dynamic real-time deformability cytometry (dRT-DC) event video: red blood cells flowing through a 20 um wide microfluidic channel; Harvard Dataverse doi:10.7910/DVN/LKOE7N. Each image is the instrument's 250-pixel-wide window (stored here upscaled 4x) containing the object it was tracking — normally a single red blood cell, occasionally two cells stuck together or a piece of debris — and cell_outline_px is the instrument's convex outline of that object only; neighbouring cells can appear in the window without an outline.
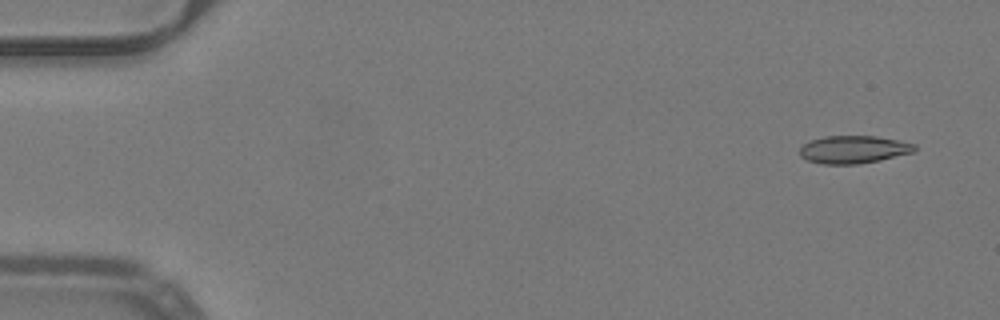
{"species": "common noctule bat (a hibernating species)", "species_latin": "Nyctalus noctula", "temperature_condition": "warm", "stored_images_in_passage": 48, "camera_frame_rate_fps": 3000, "um_per_image_px": 0.085, "animal": {"sex": "male", "body_mass_g": 19.2, "forearm_length_mm": 51.8}, "frame": {"image": 1, "passage_image": 1, "time_ms": 0.0, "image_size_px": [1000, 320], "cell_outline_px": [[916, 152], [880, 160], [856, 164], [820, 164], [808, 160], [800, 156], [800, 148], [808, 140], [824, 136], [876, 136], [916, 144]], "centroid_in_image_um": [72.55, 12.7], "position_along_channel_um": 12.5, "area_um2": 18.67}}
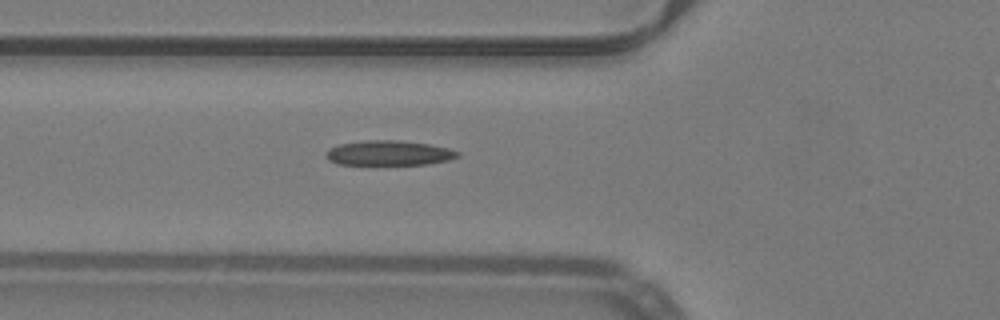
{"frame": {"image": 2, "passage_image": 17, "time_ms": 5.333, "image_size_px": [1000, 320], "cell_outline_px": [[460, 156], [448, 160], [428, 164], [336, 164], [328, 160], [324, 156], [324, 152], [328, 148], [340, 144], [364, 140], [400, 140], [428, 144], [448, 148], [460, 152]], "centroid_in_image_um": [33.01, 13.0], "position_along_channel_um": 92.8, "area_um2": 19.19}}
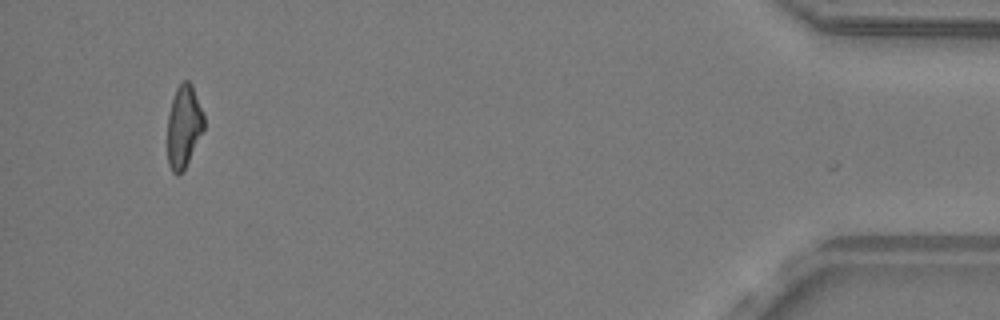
{"frame": {"image": 3, "passage_image": 47, "time_ms": 15.333, "image_size_px": [1000, 320], "cell_outline_px": [[204, 128], [184, 172], [180, 176], [176, 176], [172, 172], [168, 164], [168, 116], [172, 100], [176, 88], [184, 80], [188, 80], [192, 84], [204, 112]], "centroid_in_image_um": [15.63, 10.78], "position_along_channel_um": 419.6, "area_um2": 17.8}}